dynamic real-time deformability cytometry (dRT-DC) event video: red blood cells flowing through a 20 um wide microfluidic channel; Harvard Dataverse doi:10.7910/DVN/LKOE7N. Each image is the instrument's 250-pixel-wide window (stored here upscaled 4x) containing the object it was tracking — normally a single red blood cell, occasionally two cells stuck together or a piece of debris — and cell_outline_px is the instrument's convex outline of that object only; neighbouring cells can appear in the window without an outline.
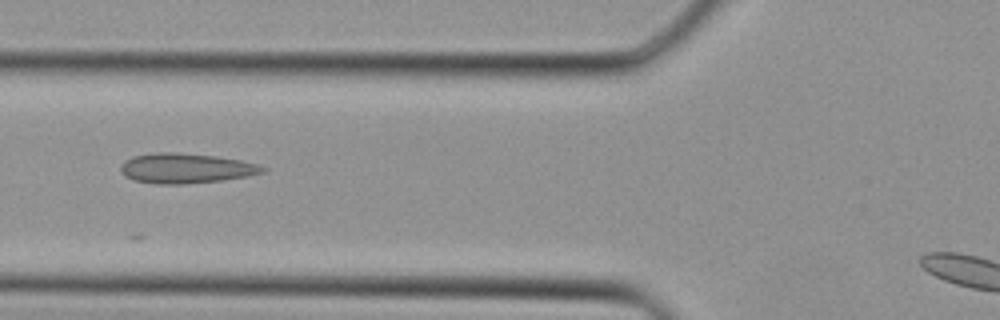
{"species": "Egyptian fruit bat (a non-hibernating species)", "species_latin": "Rousettus aegyptiacus", "temperature_condition": "cold", "stored_images_in_passage": 34, "camera_frame_rate_fps": 3000, "um_per_image_px": 0.085, "animal": {"sex": "female"}, "frame": {"image": 1, "passage_image": 14, "time_ms": 4.333, "image_size_px": [1000, 320], "cell_outline_px": [[268, 168], [264, 172], [248, 176], [220, 180], [184, 184], [156, 184], [132, 180], [124, 176], [120, 168], [124, 160], [132, 156], [156, 152], [172, 152], [216, 156], [240, 160], [260, 164]], "centroid_in_image_um": [15.79, 14.3], "position_along_channel_um": 110.0, "area_um2": 24.91}}
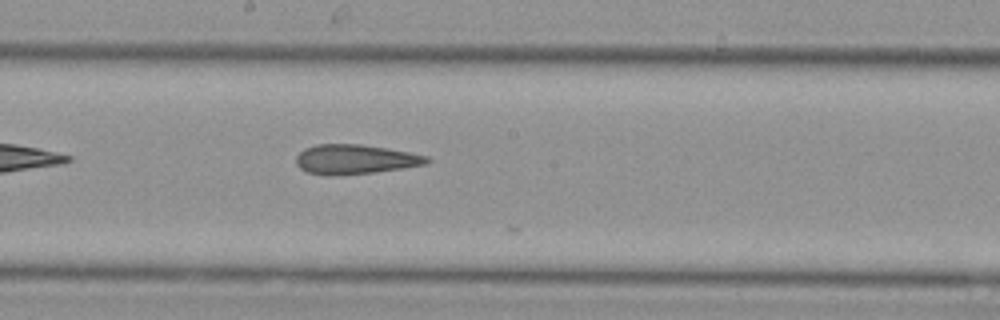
{"frame": {"image": 2, "passage_image": 20, "time_ms": 6.333, "image_size_px": [1000, 320], "cell_outline_px": [[432, 160], [428, 164], [404, 168], [372, 172], [336, 176], [332, 176], [308, 172], [300, 168], [296, 164], [296, 156], [304, 148], [316, 144], [360, 144], [408, 152], [428, 156]], "centroid_in_image_um": [30.19, 13.54], "position_along_channel_um": 218.0, "area_um2": 22.54}}
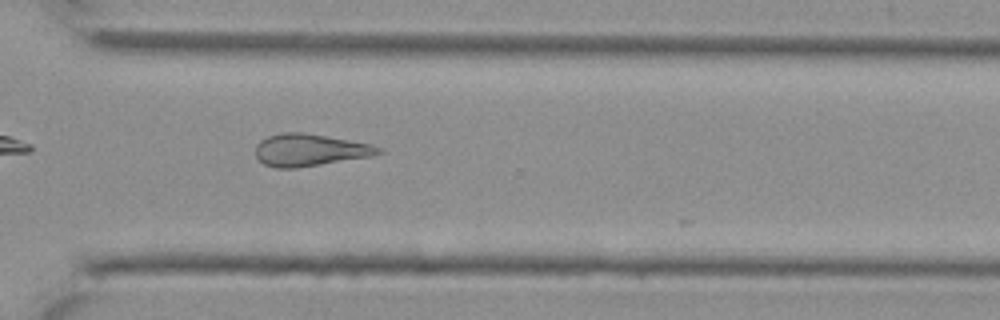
{"frame": {"image": 3, "passage_image": 27, "time_ms": 8.667, "image_size_px": [1000, 320], "cell_outline_px": [[384, 152], [372, 156], [296, 168], [276, 168], [264, 164], [256, 156], [256, 144], [260, 140], [268, 136], [280, 132], [304, 132], [372, 144], [380, 148]], "centroid_in_image_um": [26.32, 12.74], "position_along_channel_um": 344.3, "area_um2": 23.06}}